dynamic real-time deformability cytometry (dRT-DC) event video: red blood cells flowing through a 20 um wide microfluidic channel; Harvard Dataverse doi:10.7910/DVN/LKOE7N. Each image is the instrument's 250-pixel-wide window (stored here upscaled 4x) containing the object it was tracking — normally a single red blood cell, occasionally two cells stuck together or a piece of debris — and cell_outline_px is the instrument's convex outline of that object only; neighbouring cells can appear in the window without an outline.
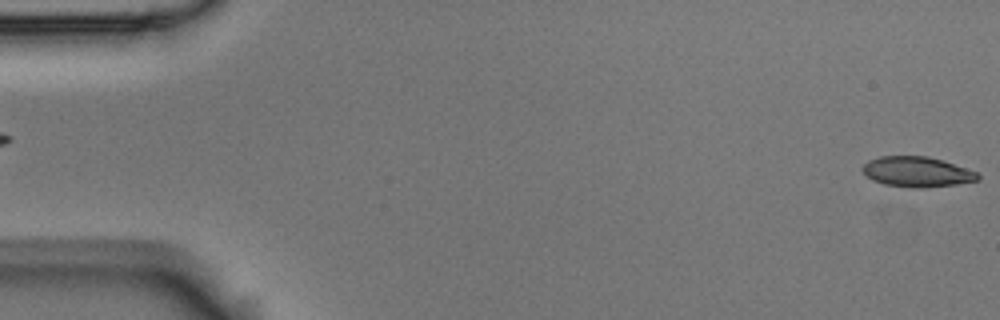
{"species": "Egyptian fruit bat (a non-hibernating species)", "species_latin": "Rousettus aegyptiacus", "temperature_condition": "room temperature", "stored_images_in_passage": 4, "segment_of_instrument_passage": [2, 2], "camera_frame_rate_fps": 3000, "um_per_image_px": 0.085, "animal": {"sex": "male"}, "frame": {"image": 1, "passage_image": 4, "time_ms": 1.0, "image_size_px": [1000, 320], "cell_outline_px": [[980, 180], [956, 184], [924, 188], [912, 188], [884, 184], [872, 180], [860, 168], [868, 160], [880, 156], [928, 156], [944, 160], [976, 172], [980, 176]], "centroid_in_image_um": [77.94, 14.6], "position_along_channel_um": 7.1, "area_um2": 20.4}}